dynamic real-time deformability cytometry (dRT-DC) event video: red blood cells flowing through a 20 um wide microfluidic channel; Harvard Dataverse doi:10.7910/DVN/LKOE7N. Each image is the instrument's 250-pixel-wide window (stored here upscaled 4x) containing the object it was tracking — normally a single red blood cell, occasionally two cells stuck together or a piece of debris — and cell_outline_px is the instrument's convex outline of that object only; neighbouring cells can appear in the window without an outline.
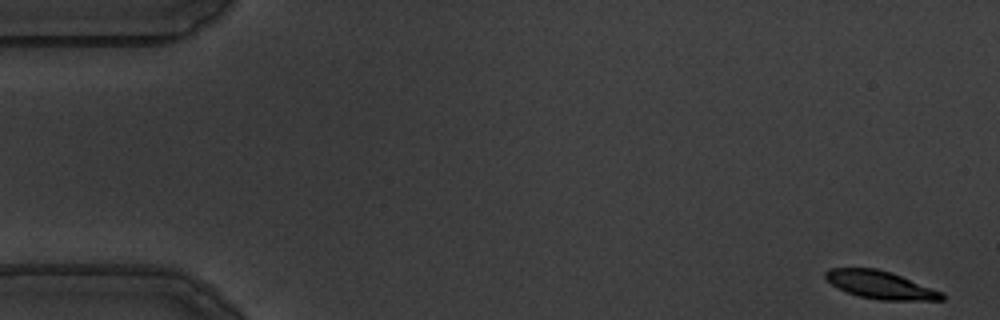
{"species": "common noctule bat (a hibernating species)", "species_latin": "Nyctalus noctula", "temperature_condition": "warm", "stored_images_in_passage": 56, "camera_frame_rate_fps": 3000, "um_per_image_px": 0.085, "animal": {"sex": "male", "body_mass_g": 19.5, "forearm_length_mm": 54.6}, "frame": {"image": 1, "passage_image": 1, "time_ms": 0.0, "image_size_px": [1000, 320], "cell_outline_px": [[944, 300], [880, 300], [860, 296], [836, 288], [824, 276], [824, 272], [828, 268], [876, 268], [892, 272], [944, 292]], "centroid_in_image_um": [74.85, 24.2], "position_along_channel_um": 10.2, "area_um2": 18.96}}
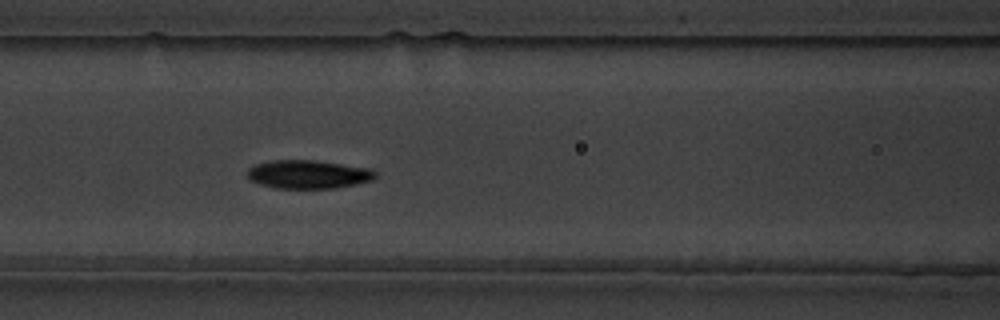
{"frame": {"image": 2, "passage_image": 23, "time_ms": 7.333, "image_size_px": [1000, 320], "cell_outline_px": [[376, 176], [372, 180], [356, 184], [336, 188], [276, 188], [260, 184], [248, 180], [248, 168], [256, 164], [272, 160], [316, 160], [372, 168], [376, 172]], "centroid_in_image_um": [26.22, 14.81], "position_along_channel_um": 140.4, "area_um2": 21.39}}
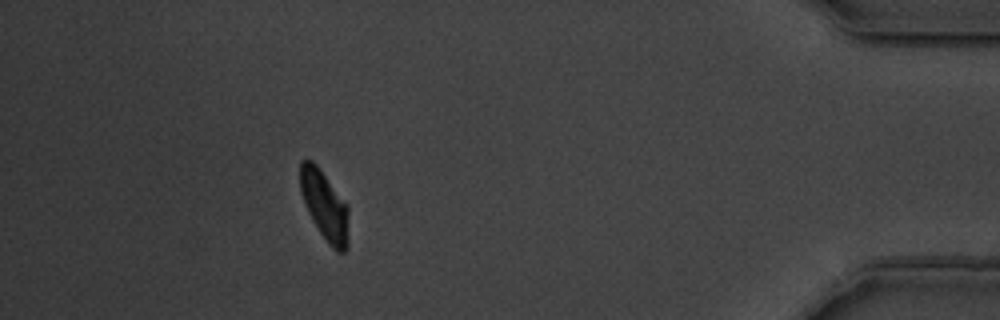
{"frame": {"image": 3, "passage_image": 50, "time_ms": 16.333, "image_size_px": [1000, 320], "cell_outline_px": [[348, 248], [344, 252], [336, 252], [328, 244], [320, 232], [308, 212], [304, 204], [300, 192], [300, 160], [312, 160], [320, 168], [348, 204]], "centroid_in_image_um": [27.6, 17.47], "position_along_channel_um": 407.6, "area_um2": 19.88}, "authors_computed_cell_mechanics": {"area_um2": 20.4034, "velocity_mm_per_s": 3.5625, "shape_relaxation_time_tau1_ms": 3.0317, "shape_relaxation_time_tau2_ms": 2.3477, "deformation_change_tau1": 0.1578, "deformation_change_tau2": 0.0637}}